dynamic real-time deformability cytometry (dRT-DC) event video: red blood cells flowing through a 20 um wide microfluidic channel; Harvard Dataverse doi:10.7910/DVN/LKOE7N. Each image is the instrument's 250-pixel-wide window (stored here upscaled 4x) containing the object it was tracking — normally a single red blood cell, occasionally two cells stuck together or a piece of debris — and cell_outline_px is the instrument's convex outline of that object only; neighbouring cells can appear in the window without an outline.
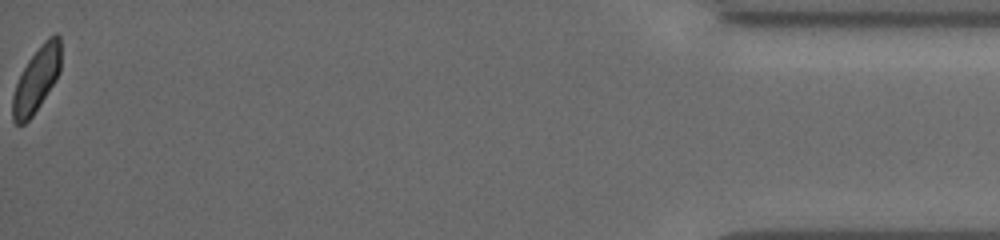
{"species": "common noctule bat (a hibernating species)", "species_latin": "Nyctalus noctula", "temperature_condition": "cold", "stored_images_in_passage": 57, "camera_frame_rate_fps": 3000, "um_per_image_px": 0.085, "animal": {"sex": "female", "body_mass_g": 19.5, "forearm_length_mm": 54.1}, "frame": {"image": 1, "passage_image": 56, "time_ms": 14.667, "image_size_px": [1000, 240], "cell_outline_px": [[60, 72], [56, 80], [32, 116], [24, 124], [16, 124], [12, 120], [12, 96], [16, 84], [28, 60], [44, 40], [48, 36], [56, 32], [60, 36]], "centroid_in_image_um": [3.11, 6.74], "position_along_channel_um": 432.1, "area_um2": 18.15}, "authors_computed_cell_mechanics": {"area_um2": 19.7676, "velocity_mm_per_s": 3.8649, "shape_relaxation_time_tau1_ms": 2.8026, "shape_relaxation_time_tau2_ms": null, "deformation_change_tau1": 0.0821, "deformation_change_tau2": null}}